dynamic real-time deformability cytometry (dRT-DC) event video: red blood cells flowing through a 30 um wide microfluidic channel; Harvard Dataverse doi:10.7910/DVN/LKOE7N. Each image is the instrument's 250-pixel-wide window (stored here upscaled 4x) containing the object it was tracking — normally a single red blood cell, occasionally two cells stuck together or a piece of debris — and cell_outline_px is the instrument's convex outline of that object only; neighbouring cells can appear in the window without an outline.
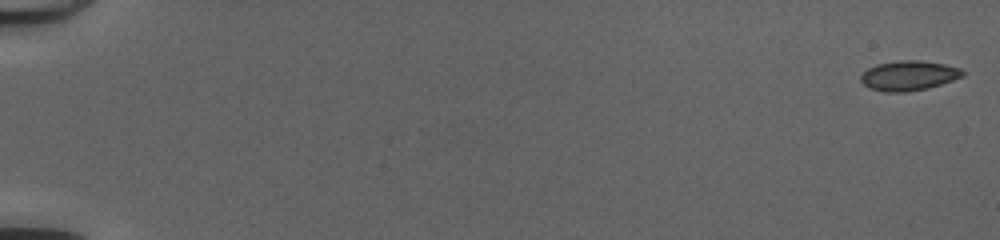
{"species": "common noctule bat (a hibernating species)", "species_latin": "Nyctalus noctula", "temperature_condition": "cold", "stored_images_in_passage": 51, "camera_frame_rate_fps": 3000, "um_per_image_px": 0.085, "animal": {"sex": "female", "body_mass_g": 20.0, "forearm_length_mm": 54.0}, "frame": {"image": 1, "passage_image": 1, "time_ms": 0.0, "image_size_px": [1000, 240], "cell_outline_px": [[964, 76], [928, 88], [908, 92], [884, 92], [868, 88], [860, 80], [860, 76], [868, 68], [876, 64], [900, 60], [920, 60], [944, 64], [960, 68], [964, 72]], "centroid_in_image_um": [77.22, 6.43], "position_along_channel_um": 7.8, "area_um2": 17.74}}
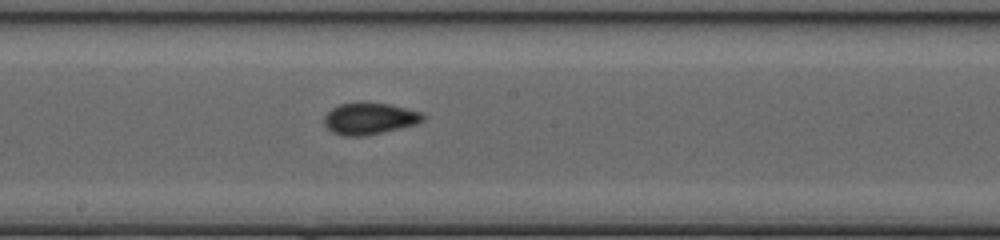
{"frame": {"image": 2, "passage_image": 30, "time_ms": 9.667, "image_size_px": [1000, 240], "cell_outline_px": [[428, 116], [424, 120], [416, 124], [384, 132], [364, 136], [344, 136], [332, 132], [324, 124], [324, 116], [332, 108], [340, 104], [364, 100], [388, 104], [420, 112]], "centroid_in_image_um": [31.4, 10.06], "position_along_channel_um": 216.8, "area_um2": 18.55}}
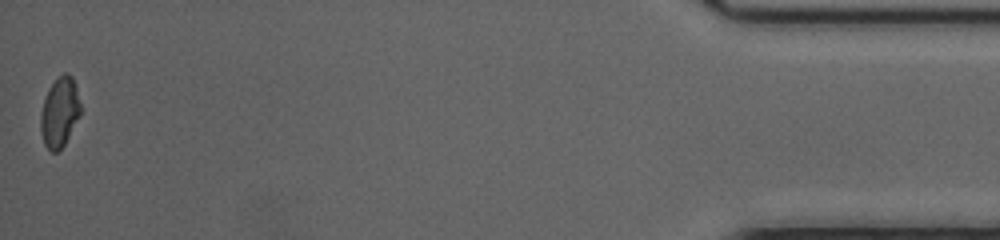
{"frame": {"image": 3, "passage_image": 51, "time_ms": 16.667, "image_size_px": [1000, 240], "cell_outline_px": [[80, 116], [64, 144], [56, 152], [52, 152], [44, 144], [40, 132], [40, 116], [44, 100], [48, 88], [64, 72], [68, 72], [72, 76], [76, 88], [80, 104]], "centroid_in_image_um": [5.06, 9.54], "position_along_channel_um": 430.1, "area_um2": 16.07}, "authors_computed_cell_mechanics": {"area_um2": 17.1666, "velocity_mm_per_s": 4.2022, "shape_relaxation_time_tau1_ms": 3.7567, "shape_relaxation_time_tau2_ms": 1.3806, "deformation_change_tau1": 0.093, "deformation_change_tau2": 0.0465}}